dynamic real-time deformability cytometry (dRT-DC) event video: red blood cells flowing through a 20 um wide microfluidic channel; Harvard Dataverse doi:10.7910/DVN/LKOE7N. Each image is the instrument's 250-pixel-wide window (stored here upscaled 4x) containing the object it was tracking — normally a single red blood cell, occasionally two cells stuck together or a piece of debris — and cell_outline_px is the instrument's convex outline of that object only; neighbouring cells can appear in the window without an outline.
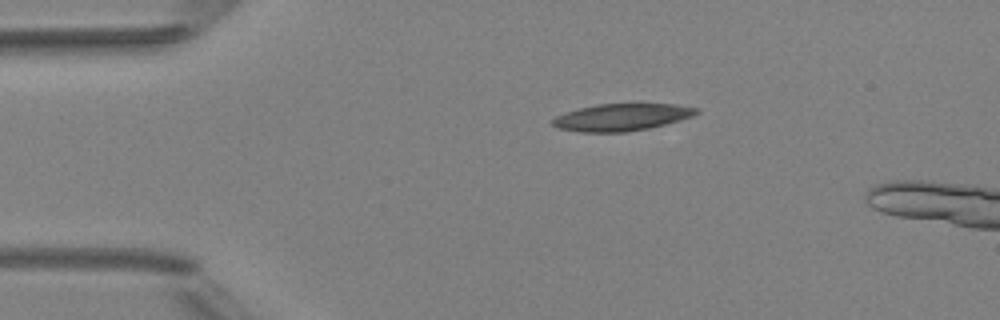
{"species": "Egyptian fruit bat (a non-hibernating species)", "species_latin": "Rousettus aegyptiacus", "temperature_condition": "room temperature", "stored_images_in_passage": 3, "camera_frame_rate_fps": 3000, "um_per_image_px": 0.085, "animal": {"sex": "female"}, "frame": {"image": 1, "passage_image": 1, "time_ms": 0.0, "image_size_px": [1000, 320], "cell_outline_px": [[700, 112], [692, 116], [680, 120], [648, 128], [628, 132], [580, 132], [556, 128], [552, 124], [552, 120], [556, 116], [564, 112], [596, 104], [676, 104], [700, 108]], "centroid_in_image_um": [52.84, 9.96], "position_along_channel_um": 32.2, "area_um2": 22.77}}